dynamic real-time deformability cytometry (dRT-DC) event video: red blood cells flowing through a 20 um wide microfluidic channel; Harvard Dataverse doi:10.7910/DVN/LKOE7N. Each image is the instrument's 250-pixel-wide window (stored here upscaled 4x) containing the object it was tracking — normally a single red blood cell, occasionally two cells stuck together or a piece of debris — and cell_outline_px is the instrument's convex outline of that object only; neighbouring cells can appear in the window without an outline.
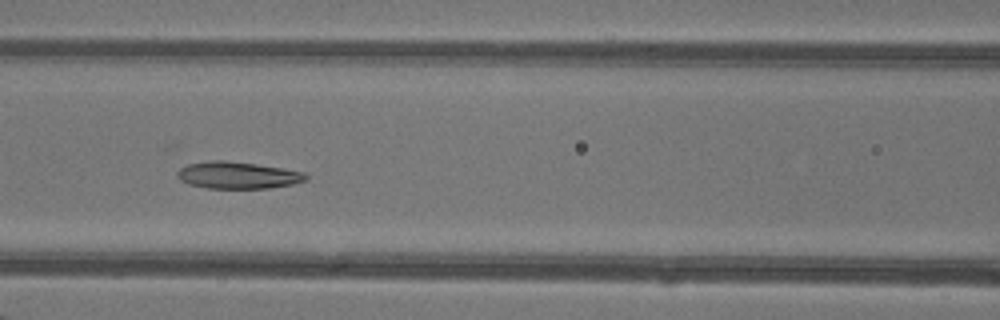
{"species": "common noctule bat (a hibernating species)", "species_latin": "Nyctalus noctula", "temperature_condition": "warm", "stored_images_in_passage": 26, "camera_frame_rate_fps": 3000, "um_per_image_px": 0.085, "animal": {"sex": "female"}, "frame": {"image": 1, "passage_image": 7, "time_ms": 2.0, "image_size_px": [1000, 320], "cell_outline_px": [[308, 180], [292, 184], [268, 188], [208, 188], [188, 184], [180, 180], [176, 176], [176, 172], [180, 168], [188, 164], [212, 160], [224, 160], [256, 164], [304, 172], [308, 176]], "centroid_in_image_um": [20.18, 14.89], "position_along_channel_um": 146.4, "area_um2": 20.11}}
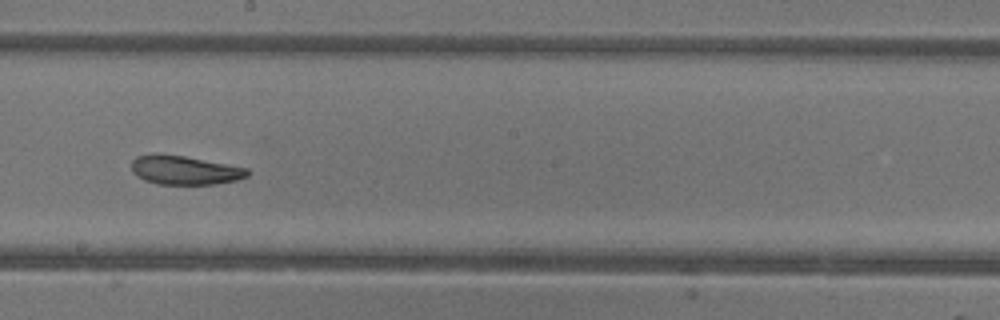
{"frame": {"image": 2, "passage_image": 13, "time_ms": 4.0, "image_size_px": [1000, 320], "cell_outline_px": [[252, 172], [248, 176], [236, 180], [216, 184], [156, 184], [144, 180], [136, 176], [132, 172], [132, 160], [136, 156], [156, 152], [184, 156], [248, 168]], "centroid_in_image_um": [15.67, 14.45], "position_along_channel_um": 232.5, "area_um2": 19.83}}
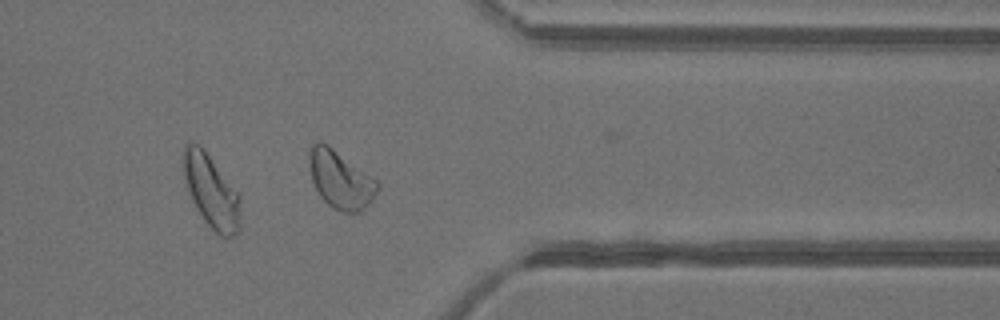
{"frame": {"image": 3, "passage_image": 24, "time_ms": 7.667, "image_size_px": [1000, 320], "cell_outline_px": [[380, 188], [372, 200], [360, 212], [340, 212], [332, 208], [320, 196], [312, 180], [308, 164], [308, 152], [312, 144], [316, 140], [320, 140], [328, 144], [372, 176], [380, 184]], "centroid_in_image_um": [28.92, 15.24], "position_along_channel_um": 382.5, "area_um2": 23.29}, "authors_computed_cell_mechanics": {"area_um2": 20.1722, "velocity_mm_per_s": 4.3168, "shape_relaxation_time_tau1_ms": 3.5122, "shape_relaxation_time_tau2_ms": 2.4478, "deformation_change_tau1": 0.1335, "deformation_change_tau2": 0.0987}}